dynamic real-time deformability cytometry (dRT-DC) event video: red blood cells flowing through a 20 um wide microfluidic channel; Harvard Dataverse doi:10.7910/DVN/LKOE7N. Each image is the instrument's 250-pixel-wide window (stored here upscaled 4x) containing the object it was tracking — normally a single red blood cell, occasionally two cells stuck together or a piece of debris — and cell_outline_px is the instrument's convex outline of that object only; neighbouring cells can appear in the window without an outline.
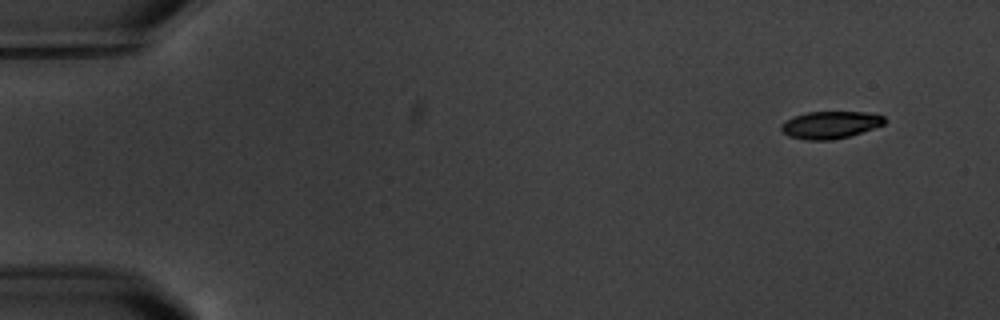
{"species": "common noctule bat (a hibernating species)", "species_latin": "Nyctalus noctula", "temperature_condition": "warm", "stored_images_in_passage": 5, "camera_frame_rate_fps": 3000, "um_per_image_px": 0.085, "animal": {"sex": "male", "body_mass_g": 20.1, "forearm_length_mm": 53.5}, "frame": {"image": 1, "passage_image": 1, "time_ms": 0.0, "image_size_px": [1000, 320], "cell_outline_px": [[888, 120], [884, 124], [848, 136], [832, 140], [808, 140], [788, 136], [780, 128], [780, 124], [796, 116], [808, 112], [864, 112], [884, 116]], "centroid_in_image_um": [70.58, 10.61], "position_along_channel_um": 14.4, "area_um2": 16.18}}
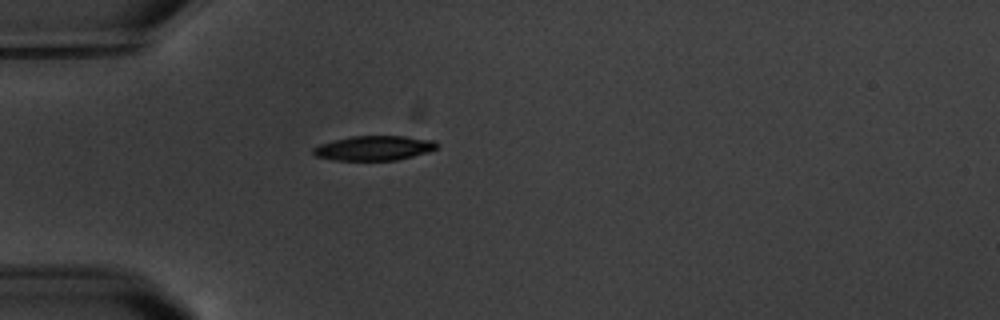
{"frame": {"image": 2, "passage_image": 5, "time_ms": 4.333, "image_size_px": [1000, 320], "cell_outline_px": [[436, 148], [428, 152], [396, 160], [332, 160], [316, 156], [312, 152], [312, 148], [320, 144], [352, 136], [404, 136], [436, 140]], "centroid_in_image_um": [31.78, 12.58], "position_along_channel_um": 53.2, "area_um2": 17.63}}